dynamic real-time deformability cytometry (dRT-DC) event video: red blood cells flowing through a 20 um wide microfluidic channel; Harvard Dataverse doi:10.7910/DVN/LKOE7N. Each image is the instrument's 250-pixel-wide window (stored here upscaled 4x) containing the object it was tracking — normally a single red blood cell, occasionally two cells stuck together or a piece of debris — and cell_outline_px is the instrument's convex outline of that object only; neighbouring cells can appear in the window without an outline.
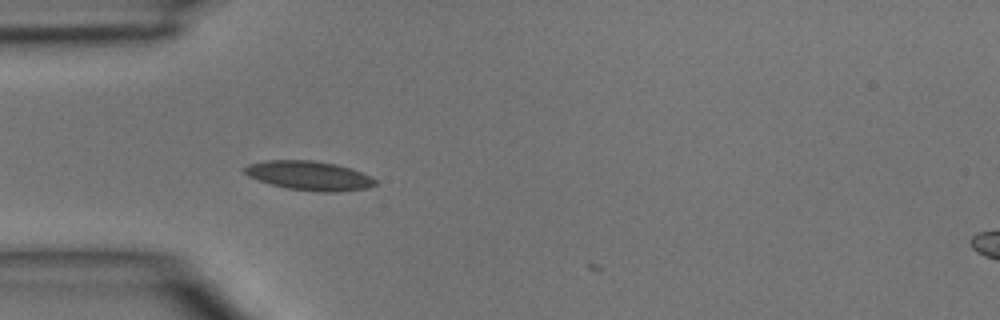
{"species": "common noctule bat (a hibernating species)", "species_latin": "Nyctalus noctula", "temperature_condition": "room temperature", "stored_images_in_passage": 4, "segment_of_instrument_passage": [1, 2], "camera_frame_rate_fps": 3000, "um_per_image_px": 0.085, "animal": {"sex": "male", "body_mass_g": 15.6}, "frame": {"image": 1, "passage_image": 3, "time_ms": 3.0, "image_size_px": [1000, 320], "cell_outline_px": [[380, 184], [368, 188], [340, 192], [320, 192], [288, 188], [272, 184], [248, 176], [244, 172], [244, 168], [248, 164], [268, 160], [312, 160], [336, 164], [352, 168], [372, 176]], "centroid_in_image_um": [26.37, 14.93], "position_along_channel_um": 58.6, "area_um2": 22.37}}